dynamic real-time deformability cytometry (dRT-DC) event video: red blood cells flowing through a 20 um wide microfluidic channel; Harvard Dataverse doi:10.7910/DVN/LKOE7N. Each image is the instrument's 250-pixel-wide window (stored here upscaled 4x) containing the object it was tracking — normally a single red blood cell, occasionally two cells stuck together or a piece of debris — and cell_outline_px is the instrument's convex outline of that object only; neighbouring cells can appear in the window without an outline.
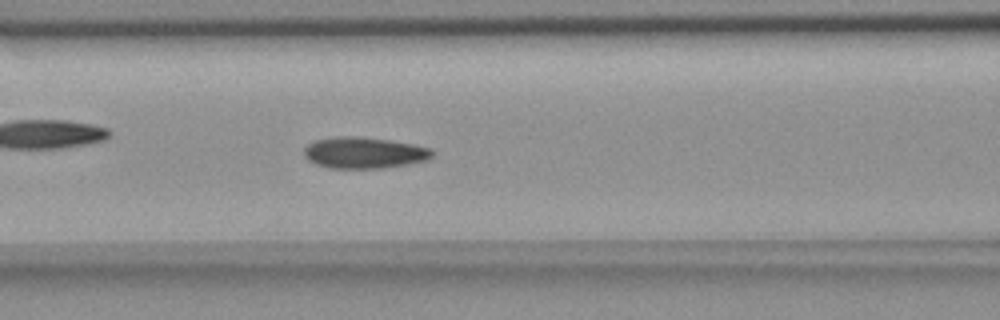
{"species": "common noctule bat (a hibernating species)", "species_latin": "Nyctalus noctula", "temperature_condition": "room temperature", "stored_images_in_passage": 55, "camera_frame_rate_fps": 3000, "um_per_image_px": 0.085, "animal": {"sex": "female", "body_mass_g": 18.4}, "frame": {"image": 1, "passage_image": 23, "time_ms": 7.333, "image_size_px": [1000, 320], "cell_outline_px": [[432, 156], [428, 160], [384, 168], [328, 168], [316, 164], [308, 160], [304, 156], [304, 148], [308, 144], [316, 140], [336, 136], [360, 136], [388, 140], [412, 144], [432, 148]], "centroid_in_image_um": [30.93, 12.98], "position_along_channel_um": 135.7, "area_um2": 23.41}}
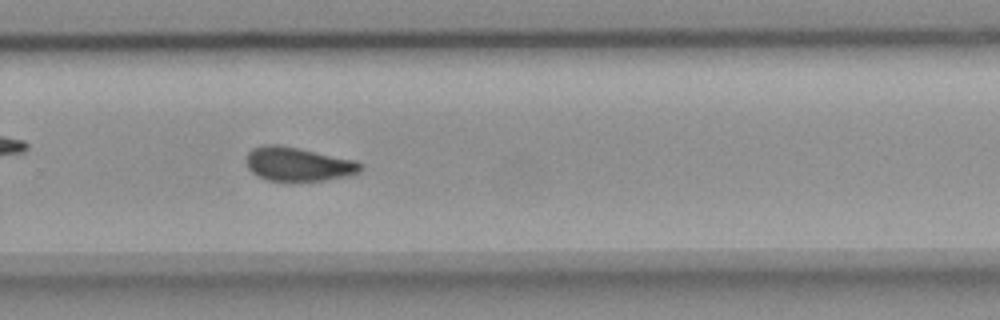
{"frame": {"image": 2, "passage_image": 37, "time_ms": 12.0, "image_size_px": [1000, 320], "cell_outline_px": [[364, 168], [360, 172], [348, 176], [324, 180], [292, 184], [284, 184], [264, 180], [256, 176], [248, 168], [244, 160], [248, 152], [252, 148], [268, 144], [276, 144], [356, 160], [364, 164]], "centroid_in_image_um": [25.31, 14.01], "position_along_channel_um": 304.5, "area_um2": 23.58}}
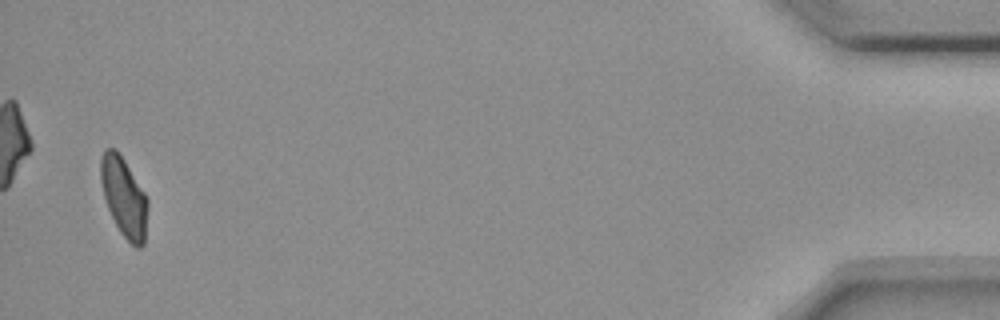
{"frame": {"image": 3, "passage_image": 54, "time_ms": 17.667, "image_size_px": [1000, 320], "cell_outline_px": [[148, 208], [144, 244], [140, 248], [136, 248], [120, 232], [108, 208], [104, 196], [100, 180], [100, 156], [104, 148], [116, 148], [124, 160], [144, 192], [148, 200]], "centroid_in_image_um": [10.53, 16.73], "position_along_channel_um": 424.7, "area_um2": 21.68}, "authors_computed_cell_mechanics": {"area_um2": 22.7154, "velocity_mm_per_s": 3.6329, "shape_relaxation_time_tau1_ms": 9.7858, "shape_relaxation_time_tau2_ms": 3.2109, "deformation_change_tau1": 0.1664, "deformation_change_tau2": 0.1002}}